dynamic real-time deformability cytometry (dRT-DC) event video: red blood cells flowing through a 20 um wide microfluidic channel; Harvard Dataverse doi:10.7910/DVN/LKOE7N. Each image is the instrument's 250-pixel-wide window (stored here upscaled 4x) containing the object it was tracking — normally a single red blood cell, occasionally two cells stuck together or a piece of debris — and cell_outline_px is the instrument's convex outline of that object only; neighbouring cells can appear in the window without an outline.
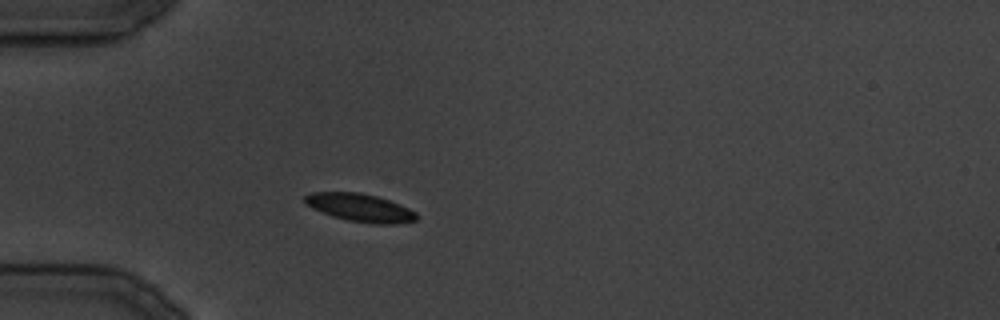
{"species": "common noctule bat (a hibernating species)", "species_latin": "Nyctalus noctula", "temperature_condition": "cold", "stored_images_in_passage": 25, "camera_frame_rate_fps": 3000, "um_per_image_px": 0.085, "animal": {"sex": "male", "body_mass_g": 19.5, "forearm_length_mm": 54.6}, "frame": {"image": 1, "passage_image": 2, "time_ms": 1.333, "image_size_px": [1000, 320], "cell_outline_px": [[416, 220], [396, 224], [372, 224], [348, 220], [332, 216], [312, 208], [304, 204], [304, 196], [312, 192], [360, 192], [376, 196], [400, 204], [416, 212]], "centroid_in_image_um": [30.58, 17.65], "position_along_channel_um": 54.4, "area_um2": 18.21}}
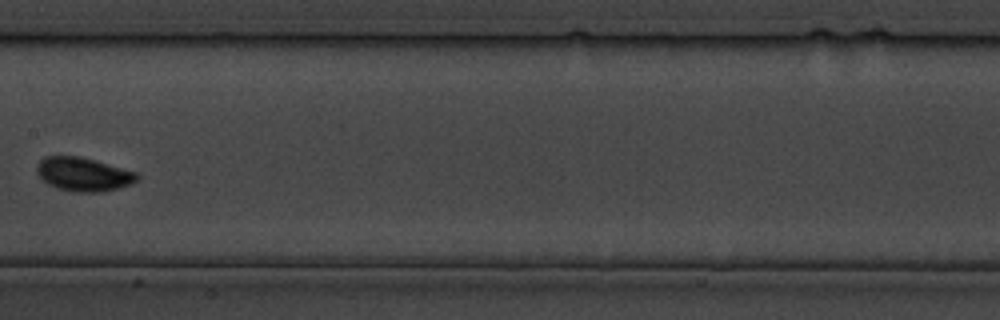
{"frame": {"image": 2, "passage_image": 10, "time_ms": 11.333, "image_size_px": [1000, 320], "cell_outline_px": [[140, 176], [132, 184], [100, 192], [76, 192], [56, 188], [48, 184], [36, 172], [36, 164], [44, 156], [80, 156], [136, 172]], "centroid_in_image_um": [7.06, 14.81], "position_along_channel_um": 200.3, "area_um2": 19.59}}
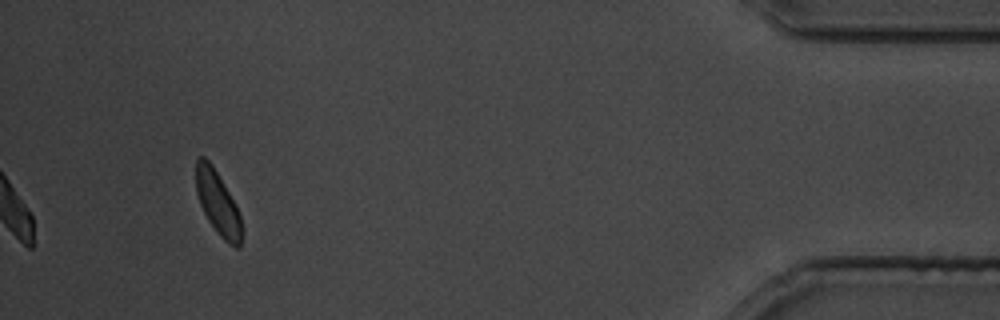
{"frame": {"image": 3, "passage_image": 25, "time_ms": 29.0, "image_size_px": [1000, 320], "cell_outline_px": [[244, 232], [240, 248], [236, 248], [228, 244], [216, 232], [208, 220], [200, 204], [196, 192], [196, 160], [200, 156], [204, 156], [212, 164], [228, 192], [240, 216]], "centroid_in_image_um": [18.52, 17.32], "position_along_channel_um": 416.7, "area_um2": 16.94}}